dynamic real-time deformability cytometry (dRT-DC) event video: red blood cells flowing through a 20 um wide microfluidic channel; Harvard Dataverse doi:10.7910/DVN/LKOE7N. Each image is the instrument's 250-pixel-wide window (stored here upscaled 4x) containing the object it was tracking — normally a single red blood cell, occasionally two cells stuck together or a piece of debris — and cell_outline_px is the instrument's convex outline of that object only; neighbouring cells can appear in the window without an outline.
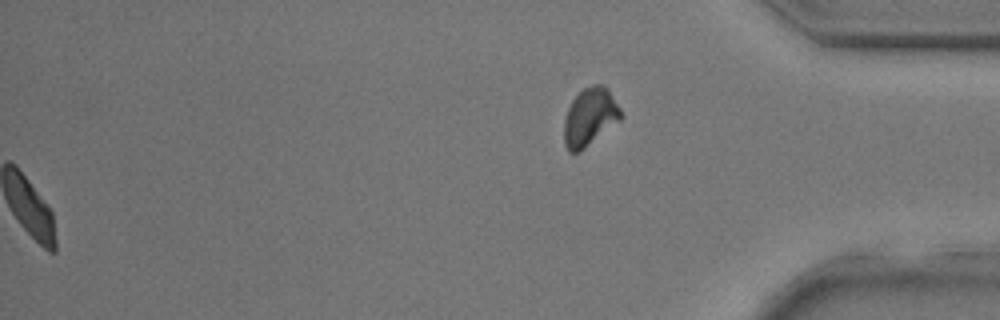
{"species": "common noctule bat (a hibernating species)", "species_latin": "Nyctalus noctula", "temperature_condition": "room temperature", "stored_images_in_passage": 35, "segment_of_instrument_passage": [2, 2], "camera_frame_rate_fps": 3000, "um_per_image_px": 0.085, "animal": {"sex": "male", "body_mass_g": 17.9, "forearm_length_mm": 54.2}, "frame": {"image": 1, "passage_image": 35, "time_ms": 11.333, "image_size_px": [1000, 320], "cell_outline_px": [[624, 116], [620, 120], [580, 152], [568, 152], [564, 144], [564, 120], [568, 108], [572, 100], [584, 88], [592, 84], [604, 84], [608, 88], [620, 108]], "centroid_in_image_um": [50.14, 9.94], "position_along_channel_um": 385.1, "area_um2": 19.25}}